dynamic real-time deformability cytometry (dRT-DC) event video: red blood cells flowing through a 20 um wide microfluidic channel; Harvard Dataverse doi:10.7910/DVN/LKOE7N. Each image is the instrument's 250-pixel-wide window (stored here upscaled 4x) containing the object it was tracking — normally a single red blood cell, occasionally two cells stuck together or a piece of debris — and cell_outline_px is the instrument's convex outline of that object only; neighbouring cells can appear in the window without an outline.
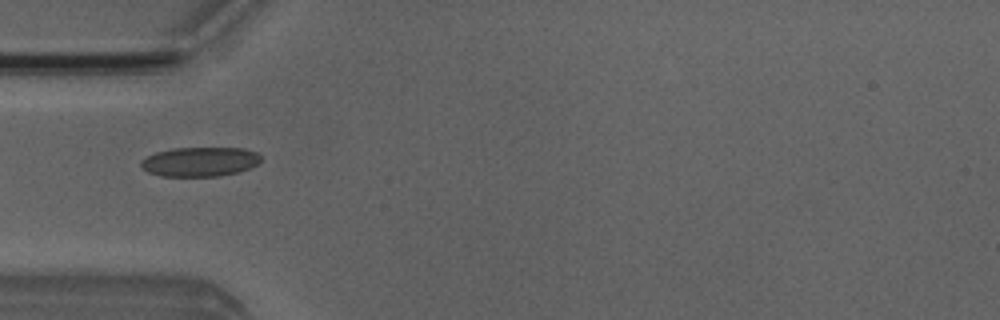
{"species": "Egyptian fruit bat (a non-hibernating species)", "species_latin": "Rousettus aegyptiacus", "temperature_condition": "room temperature", "stored_images_in_passage": 7, "camera_frame_rate_fps": 3000, "um_per_image_px": 0.085, "animal": {"sex": "male"}, "frame": {"image": 1, "passage_image": 4, "time_ms": 4.333, "image_size_px": [1000, 320], "cell_outline_px": [[260, 160], [256, 164], [248, 168], [236, 172], [220, 176], [160, 176], [148, 172], [140, 164], [140, 160], [156, 152], [172, 148], [244, 148], [256, 152], [260, 156]], "centroid_in_image_um": [16.96, 13.74], "position_along_channel_um": 68.0, "area_um2": 20.4}}